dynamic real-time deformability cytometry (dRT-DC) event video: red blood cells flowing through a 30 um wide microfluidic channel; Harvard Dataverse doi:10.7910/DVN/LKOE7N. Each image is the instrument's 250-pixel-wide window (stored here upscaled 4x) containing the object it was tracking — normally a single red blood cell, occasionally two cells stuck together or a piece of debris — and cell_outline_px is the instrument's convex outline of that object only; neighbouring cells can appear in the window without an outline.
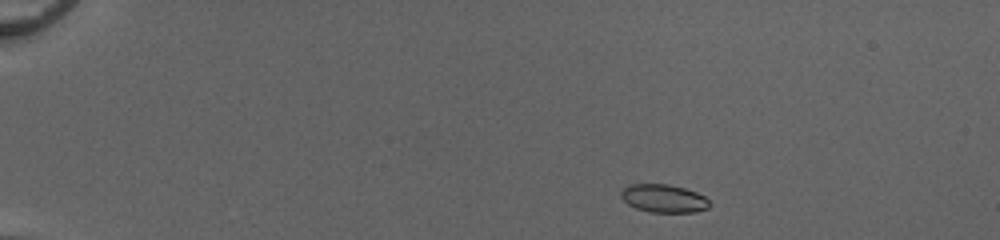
{"species": "common noctule bat (a hibernating species)", "species_latin": "Nyctalus noctula", "temperature_condition": "cold", "stored_images_in_passage": 44, "camera_frame_rate_fps": 3000, "um_per_image_px": 0.085, "animal": {"sex": "female", "body_mass_g": 20.0, "forearm_length_mm": 54.0}, "frame": {"image": 1, "passage_image": 2, "time_ms": 0.333, "image_size_px": [1000, 240], "cell_outline_px": [[712, 204], [708, 208], [696, 212], [648, 212], [636, 208], [628, 204], [620, 196], [620, 192], [628, 184], [668, 184], [684, 188], [696, 192], [704, 196]], "centroid_in_image_um": [56.42, 16.87], "position_along_channel_um": 28.6, "area_um2": 14.57}}
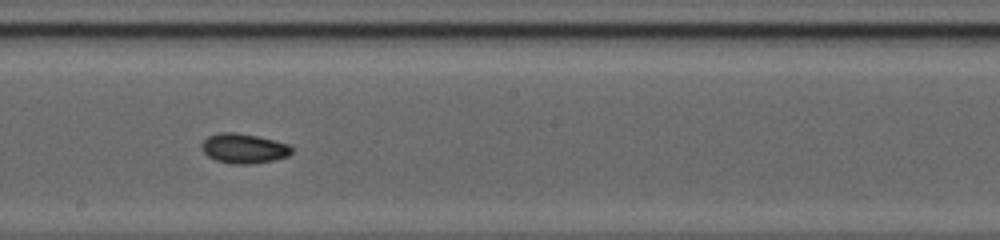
{"frame": {"image": 2, "passage_image": 24, "time_ms": 7.667, "image_size_px": [1000, 240], "cell_outline_px": [[292, 152], [288, 156], [272, 160], [248, 164], [232, 164], [216, 160], [208, 156], [200, 148], [200, 144], [208, 136], [220, 132], [236, 132], [256, 136], [288, 144], [292, 148]], "centroid_in_image_um": [20.68, 12.61], "position_along_channel_um": 227.5, "area_um2": 15.49}}
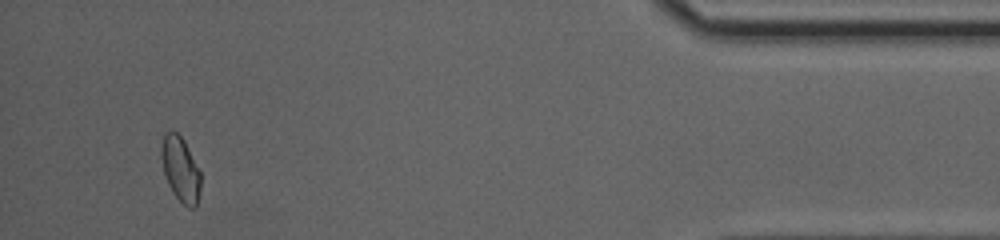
{"frame": {"image": 3, "passage_image": 42, "time_ms": 13.667, "image_size_px": [1000, 240], "cell_outline_px": [[200, 188], [196, 208], [188, 208], [172, 192], [168, 184], [164, 172], [160, 156], [160, 144], [164, 132], [172, 128], [184, 140], [200, 172]], "centroid_in_image_um": [15.31, 14.33], "position_along_channel_um": 419.9, "area_um2": 15.03}, "authors_computed_cell_mechanics": {"area_um2": 15.028, "velocity_mm_per_s": 4.1273, "shape_relaxation_time_tau1_ms": 10.9202, "shape_relaxation_time_tau2_ms": 4.2915, "deformation_change_tau1": 0.1602, "deformation_change_tau2": 0.0825}}